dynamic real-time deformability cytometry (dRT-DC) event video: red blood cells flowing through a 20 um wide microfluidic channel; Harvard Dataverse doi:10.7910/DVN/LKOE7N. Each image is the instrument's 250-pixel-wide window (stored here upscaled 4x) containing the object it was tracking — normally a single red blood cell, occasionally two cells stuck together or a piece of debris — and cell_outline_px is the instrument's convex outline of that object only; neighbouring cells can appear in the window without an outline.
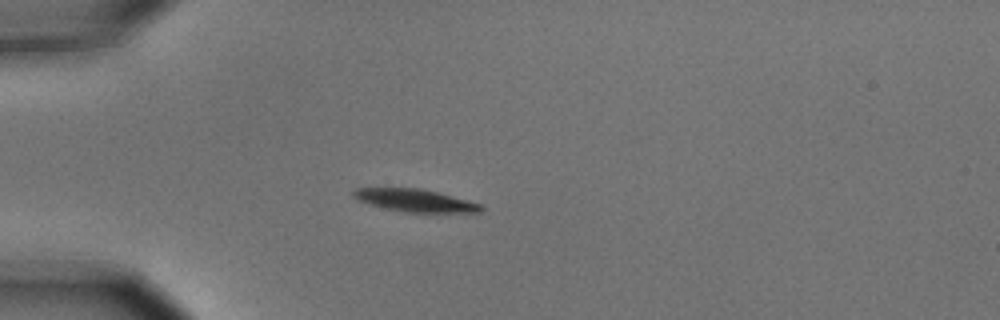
{"species": "common noctule bat (a hibernating species)", "species_latin": "Nyctalus noctula", "temperature_condition": "cold", "stored_images_in_passage": 5, "camera_frame_rate_fps": 3000, "um_per_image_px": 0.085, "animal": {"sex": "male", "body_mass_g": 15.6}, "frame": {"image": 1, "passage_image": 4, "time_ms": 1.0, "image_size_px": [1000, 320], "cell_outline_px": [[484, 208], [480, 212], [408, 212], [384, 208], [360, 200], [352, 196], [352, 192], [356, 188], [420, 188], [436, 192], [480, 204]], "centroid_in_image_um": [35.26, 17.03], "position_along_channel_um": 49.7, "area_um2": 16.3}}